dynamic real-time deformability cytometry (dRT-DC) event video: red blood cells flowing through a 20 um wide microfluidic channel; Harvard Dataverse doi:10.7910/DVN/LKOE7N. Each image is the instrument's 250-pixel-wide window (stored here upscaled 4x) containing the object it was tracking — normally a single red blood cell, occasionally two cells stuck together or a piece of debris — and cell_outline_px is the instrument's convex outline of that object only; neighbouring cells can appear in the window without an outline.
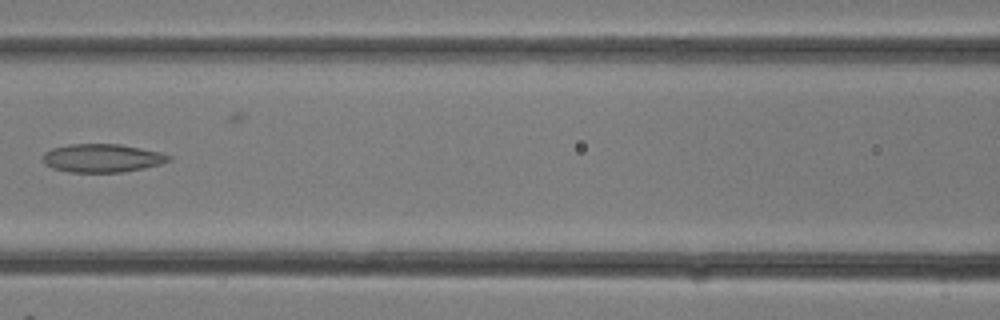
{"species": "common noctule bat (a hibernating species)", "species_latin": "Nyctalus noctula", "temperature_condition": "room temperature", "stored_images_in_passage": 21, "camera_frame_rate_fps": 3000, "um_per_image_px": 0.085, "animal": {"sex": "female"}, "frame": {"image": 1, "passage_image": 15, "time_ms": 4.667, "image_size_px": [1000, 320], "cell_outline_px": [[172, 160], [160, 164], [144, 168], [124, 172], [68, 172], [52, 168], [44, 164], [40, 156], [44, 152], [52, 148], [68, 144], [120, 144], [160, 152], [172, 156]], "centroid_in_image_um": [8.65, 13.44], "position_along_channel_um": 158.0, "area_um2": 21.04}}
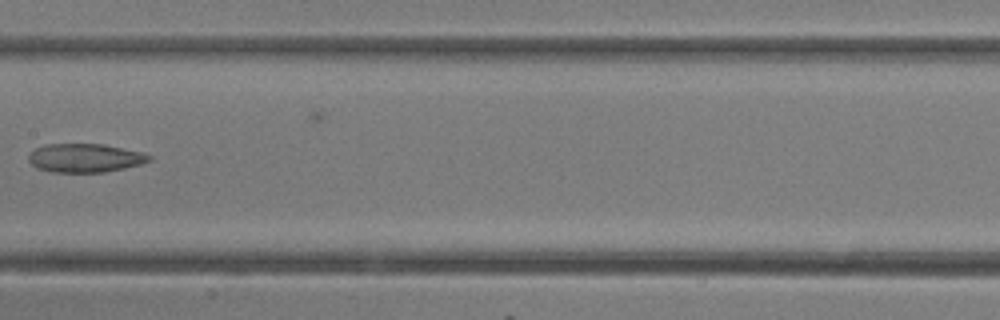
{"frame": {"image": 2, "passage_image": 17, "time_ms": 5.333, "image_size_px": [1000, 320], "cell_outline_px": [[152, 160], [140, 164], [124, 168], [104, 172], [52, 172], [36, 168], [28, 160], [28, 156], [36, 148], [44, 144], [104, 144], [144, 152], [152, 156]], "centroid_in_image_um": [7.25, 13.42], "position_along_channel_um": 200.2, "area_um2": 20.23}}
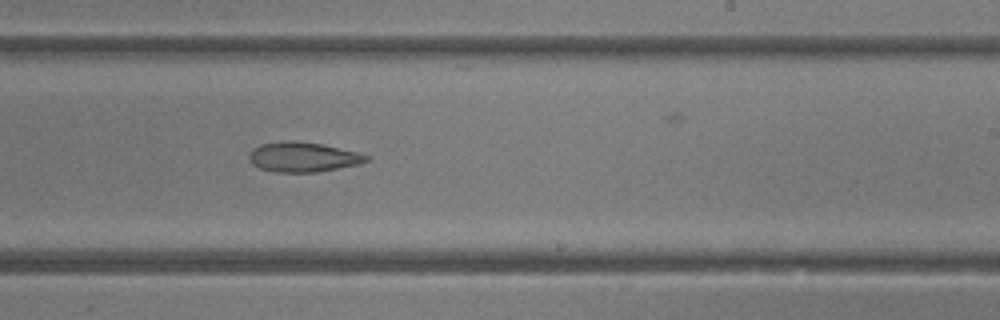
{"frame": {"image": 3, "passage_image": 20, "time_ms": 6.333, "image_size_px": [1000, 320], "cell_outline_px": [[372, 160], [360, 164], [316, 172], [276, 172], [260, 168], [252, 164], [248, 156], [252, 148], [260, 144], [292, 140], [296, 140], [324, 144], [356, 152], [368, 156]], "centroid_in_image_um": [25.76, 13.34], "position_along_channel_um": 263.2, "area_um2": 20.46}}